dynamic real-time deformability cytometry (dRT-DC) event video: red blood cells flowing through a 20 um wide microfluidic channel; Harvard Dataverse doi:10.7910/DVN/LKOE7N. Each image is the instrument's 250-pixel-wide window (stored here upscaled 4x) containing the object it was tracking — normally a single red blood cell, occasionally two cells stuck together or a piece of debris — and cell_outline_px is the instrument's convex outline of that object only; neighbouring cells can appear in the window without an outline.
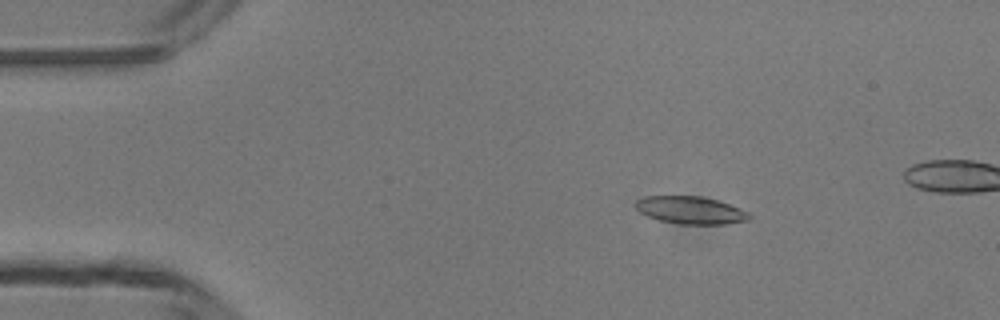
{"species": "common noctule bat (a hibernating species)", "species_latin": "Nyctalus noctula", "temperature_condition": "room temperature", "stored_images_in_passage": 4, "camera_frame_rate_fps": 3000, "um_per_image_px": 0.085, "animal": {"sex": "male", "body_mass_g": 13.3}, "frame": {"image": 1, "passage_image": 2, "time_ms": 1.0, "image_size_px": [1000, 320], "cell_outline_px": [[752, 216], [748, 220], [724, 224], [680, 224], [660, 220], [648, 216], [640, 212], [636, 208], [636, 200], [644, 196], [700, 196], [716, 200], [740, 208], [748, 212]], "centroid_in_image_um": [58.7, 17.86], "position_along_channel_um": 26.3, "area_um2": 18.09}}